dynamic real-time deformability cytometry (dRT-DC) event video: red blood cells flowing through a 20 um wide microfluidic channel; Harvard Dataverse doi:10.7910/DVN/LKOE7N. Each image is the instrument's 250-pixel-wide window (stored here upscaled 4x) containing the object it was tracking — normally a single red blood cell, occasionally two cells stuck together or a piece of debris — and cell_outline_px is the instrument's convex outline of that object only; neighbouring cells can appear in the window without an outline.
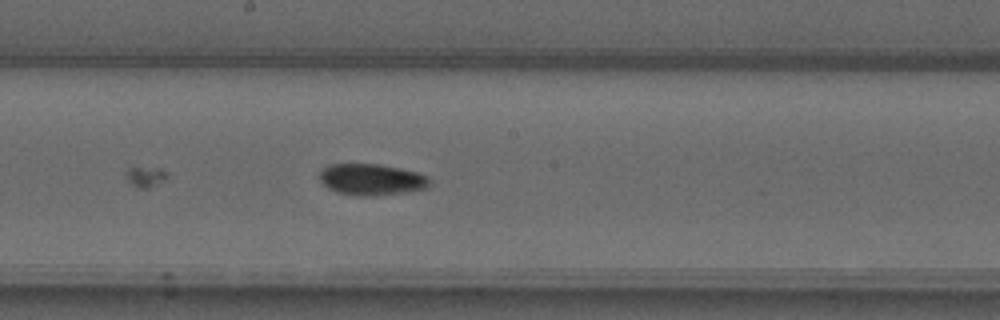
{"species": "common noctule bat (a hibernating species)", "species_latin": "Nyctalus noctula", "temperature_condition": "warm", "stored_images_in_passage": 20, "camera_frame_rate_fps": 3000, "um_per_image_px": 0.085, "animal": {"sex": "male", "forearm_length_mm": 52.5}, "frame": {"image": 1, "passage_image": 20, "time_ms": 6.333, "image_size_px": [1000, 320], "cell_outline_px": [[428, 188], [404, 192], [372, 196], [356, 196], [336, 192], [328, 188], [320, 180], [320, 168], [328, 164], [380, 164], [400, 168], [416, 172], [428, 176]], "centroid_in_image_um": [31.53, 15.25], "position_along_channel_um": 216.7, "area_um2": 20.17}}